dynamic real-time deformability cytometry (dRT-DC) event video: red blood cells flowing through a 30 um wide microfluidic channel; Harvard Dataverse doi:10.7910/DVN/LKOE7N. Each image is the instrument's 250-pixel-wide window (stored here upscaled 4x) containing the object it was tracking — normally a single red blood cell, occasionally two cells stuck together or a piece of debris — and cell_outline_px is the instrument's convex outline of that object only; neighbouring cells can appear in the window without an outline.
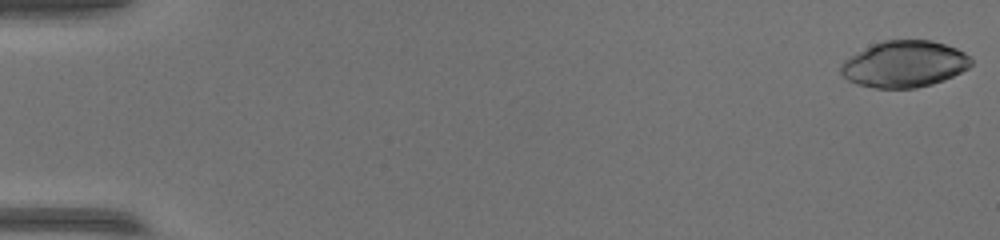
{"species": "common noctule bat (a hibernating species)", "species_latin": "Nyctalus noctula", "temperature_condition": "warm", "stored_images_in_passage": 53, "camera_frame_rate_fps": 3000, "um_per_image_px": 0.085, "animal": {"sex": "female", "body_mass_g": 17.0, "forearm_length_mm": 48.0}, "frame": {"image": 1, "passage_image": 1, "time_ms": 0.0, "image_size_px": [1000, 240], "cell_outline_px": [[972, 64], [968, 68], [944, 80], [932, 84], [916, 88], [876, 88], [856, 84], [848, 80], [840, 72], [840, 64], [844, 60], [872, 44], [884, 40], [932, 40], [956, 48], [964, 52], [972, 60]], "centroid_in_image_um": [76.86, 5.45], "position_along_channel_um": 8.1, "area_um2": 35.2}}